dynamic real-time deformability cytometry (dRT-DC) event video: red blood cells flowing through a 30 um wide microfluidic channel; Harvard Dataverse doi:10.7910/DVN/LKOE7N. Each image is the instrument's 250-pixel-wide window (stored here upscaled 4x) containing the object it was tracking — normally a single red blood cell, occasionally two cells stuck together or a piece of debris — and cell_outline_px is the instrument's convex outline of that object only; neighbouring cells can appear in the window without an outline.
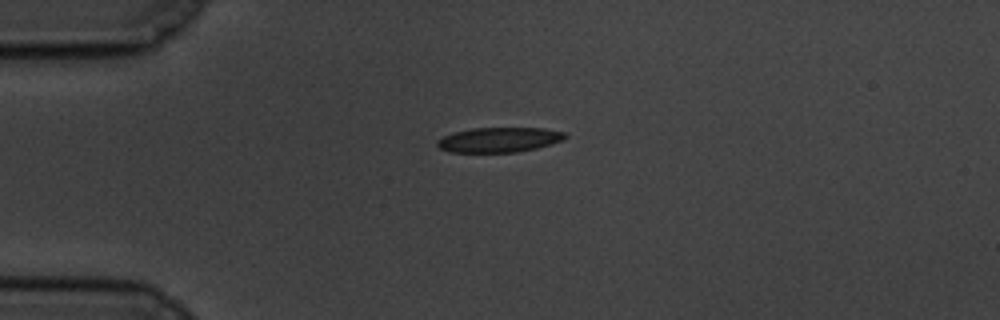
{"species": "common noctule bat (a hibernating species)", "species_latin": "Nyctalus noctula", "temperature_condition": "cold", "stored_images_in_passage": 45, "camera_frame_rate_fps": 3000, "um_per_image_px": 0.085, "animal": {"sex": "male", "body_mass_g": 19.5, "forearm_length_mm": 54.6}, "frame": {"image": 1, "passage_image": 1, "time_ms": 0.0, "image_size_px": [1000, 320], "cell_outline_px": [[568, 136], [564, 140], [552, 144], [536, 148], [516, 152], [452, 152], [440, 148], [436, 144], [436, 140], [444, 136], [456, 132], [472, 128], [544, 128], [568, 132]], "centroid_in_image_um": [42.49, 11.87], "position_along_channel_um": 42.5, "area_um2": 18.61}}
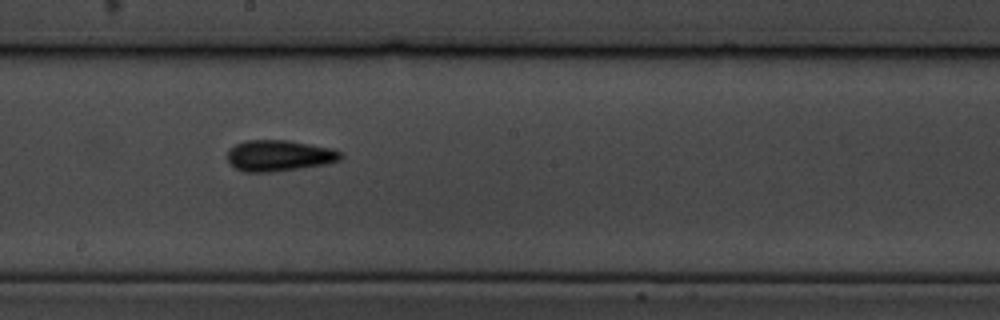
{"frame": {"image": 2, "passage_image": 19, "time_ms": 6.0, "image_size_px": [1000, 320], "cell_outline_px": [[344, 156], [340, 160], [324, 164], [300, 168], [272, 172], [244, 172], [228, 164], [228, 152], [236, 144], [244, 140], [288, 140], [332, 148], [340, 152]], "centroid_in_image_um": [23.72, 13.23], "position_along_channel_um": 224.5, "area_um2": 20.52}}
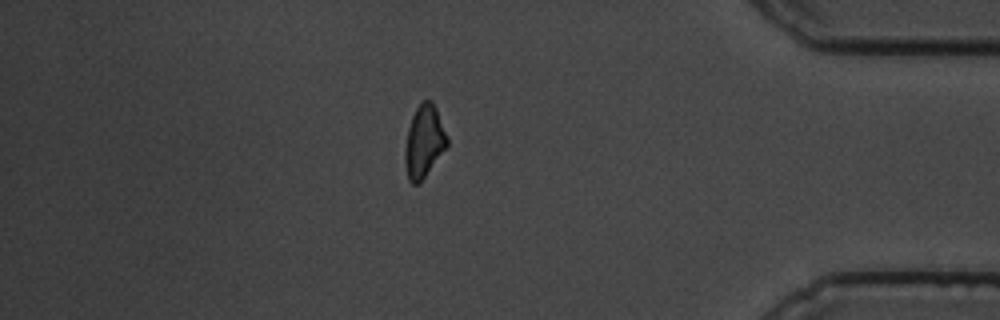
{"frame": {"image": 3, "passage_image": 37, "time_ms": 12.0, "image_size_px": [1000, 320], "cell_outline_px": [[448, 144], [424, 176], [416, 184], [412, 184], [408, 180], [404, 164], [404, 152], [408, 128], [412, 116], [416, 108], [424, 100], [432, 100], [436, 108], [448, 136]], "centroid_in_image_um": [36.03, 12.0], "position_along_channel_um": 399.2, "area_um2": 17.51}, "authors_computed_cell_mechanics": {"area_um2": 18.3226, "velocity_mm_per_s": 3.4528, "shape_relaxation_time_tau1_ms": 5.8707, "shape_relaxation_time_tau2_ms": 9.1976, "deformation_change_tau1": 0.1371, "deformation_change_tau2": 0.1791}}